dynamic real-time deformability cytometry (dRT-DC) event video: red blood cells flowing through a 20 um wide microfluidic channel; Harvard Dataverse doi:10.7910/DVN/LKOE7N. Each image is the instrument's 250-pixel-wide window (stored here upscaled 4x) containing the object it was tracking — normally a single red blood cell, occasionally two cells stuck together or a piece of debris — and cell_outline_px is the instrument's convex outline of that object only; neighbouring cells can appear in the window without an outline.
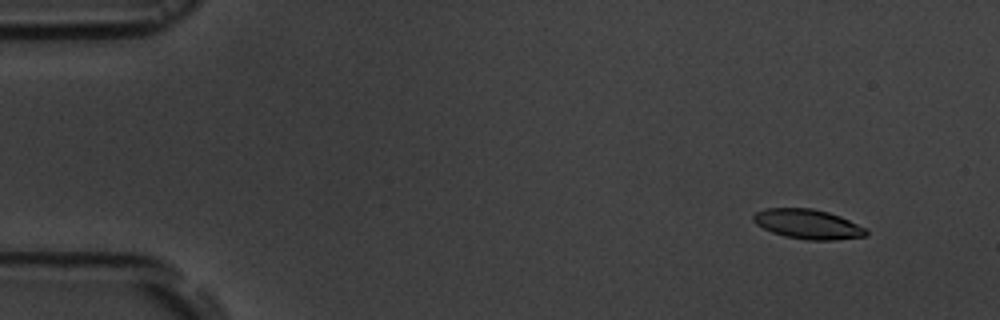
{"species": "common noctule bat (a hibernating species)", "species_latin": "Nyctalus noctula", "temperature_condition": "room temperature", "stored_images_in_passage": 4, "camera_frame_rate_fps": 3000, "um_per_image_px": 0.085, "animal": {"sex": "male", "body_mass_g": 19.5, "forearm_length_mm": 54.6}, "frame": {"image": 1, "passage_image": 1, "time_ms": 0.0, "image_size_px": [1000, 320], "cell_outline_px": [[868, 232], [864, 236], [836, 240], [808, 240], [784, 236], [772, 232], [756, 224], [752, 220], [752, 216], [756, 212], [768, 208], [812, 208], [828, 212], [840, 216], [864, 228]], "centroid_in_image_um": [68.63, 19.05], "position_along_channel_um": 16.4, "area_um2": 19.31}}
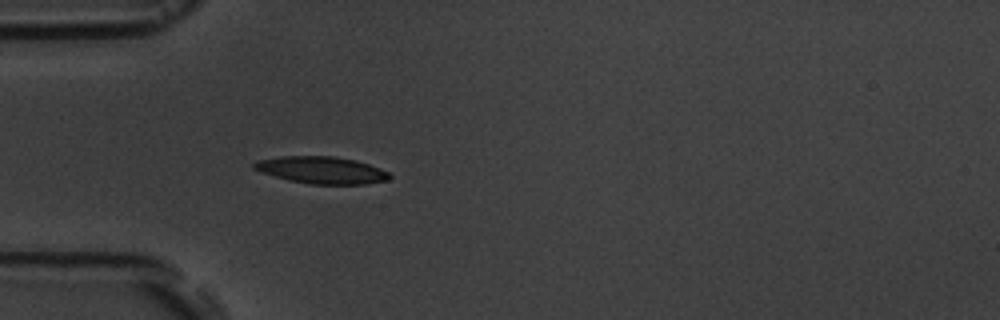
{"frame": {"image": 2, "passage_image": 4, "time_ms": 4.0, "image_size_px": [1000, 320], "cell_outline_px": [[392, 176], [388, 180], [364, 184], [312, 184], [288, 180], [252, 168], [252, 164], [260, 160], [280, 156], [336, 156], [356, 160], [380, 168], [388, 172]], "centroid_in_image_um": [27.37, 14.45], "position_along_channel_um": 57.6, "area_um2": 21.21}}